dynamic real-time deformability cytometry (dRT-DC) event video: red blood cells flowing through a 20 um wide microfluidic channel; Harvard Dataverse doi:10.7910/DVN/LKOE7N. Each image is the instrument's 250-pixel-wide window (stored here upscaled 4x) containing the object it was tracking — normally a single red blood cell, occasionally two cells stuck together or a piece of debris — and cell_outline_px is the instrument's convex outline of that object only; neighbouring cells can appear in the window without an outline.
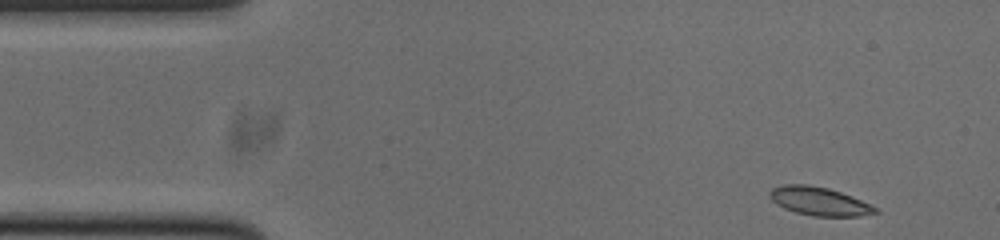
{"species": "common noctule bat (a hibernating species)", "species_latin": "Nyctalus noctula", "temperature_condition": "cold", "stored_images_in_passage": 50, "camera_frame_rate_fps": 3000, "um_per_image_px": 0.085, "animal": {"sex": "male", "body_mass_g": 20.0, "forearm_length_mm": 53.3}, "frame": {"image": 1, "passage_image": 1, "time_ms": 0.0, "image_size_px": [1000, 240], "cell_outline_px": [[880, 212], [860, 216], [812, 216], [796, 212], [784, 208], [776, 204], [768, 196], [768, 192], [772, 188], [784, 184], [808, 184], [828, 188], [852, 196], [880, 208]], "centroid_in_image_um": [69.65, 17.1], "position_along_channel_um": 15.4, "area_um2": 17.69}}
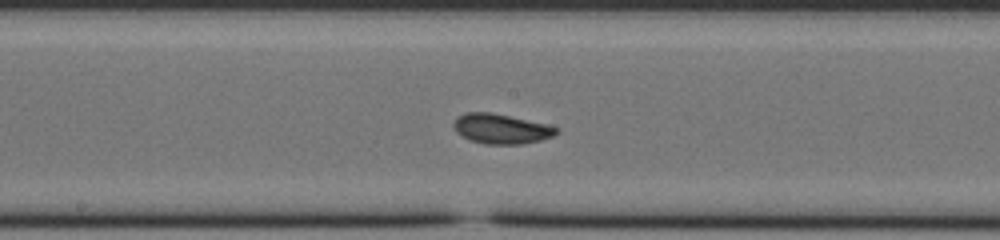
{"frame": {"image": 2, "passage_image": 23, "time_ms": 7.333, "image_size_px": [1000, 240], "cell_outline_px": [[560, 132], [552, 136], [540, 140], [520, 144], [484, 144], [468, 140], [456, 132], [452, 124], [456, 116], [464, 112], [492, 112], [548, 124], [560, 128]], "centroid_in_image_um": [42.58, 10.94], "position_along_channel_um": 205.6, "area_um2": 18.21}}
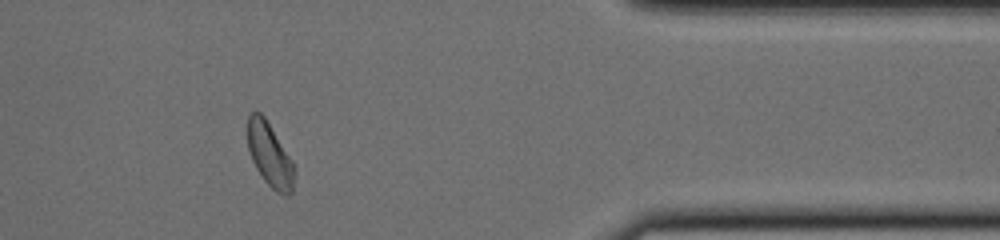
{"frame": {"image": 3, "passage_image": 40, "time_ms": 13.0, "image_size_px": [1000, 240], "cell_outline_px": [[296, 172], [292, 192], [288, 196], [284, 196], [276, 192], [264, 180], [256, 168], [252, 160], [248, 148], [248, 116], [252, 112], [260, 112], [264, 116], [292, 160]], "centroid_in_image_um": [22.95, 13.21], "position_along_channel_um": 388.4, "area_um2": 17.34}, "authors_computed_cell_mechanics": {"area_um2": 17.5712, "velocity_mm_per_s": 3.7592, "shape_relaxation_time_tau1_ms": 4.2217, "shape_relaxation_time_tau2_ms": 1.6476, "deformation_change_tau1": 0.1164, "deformation_change_tau2": 0.0731}}